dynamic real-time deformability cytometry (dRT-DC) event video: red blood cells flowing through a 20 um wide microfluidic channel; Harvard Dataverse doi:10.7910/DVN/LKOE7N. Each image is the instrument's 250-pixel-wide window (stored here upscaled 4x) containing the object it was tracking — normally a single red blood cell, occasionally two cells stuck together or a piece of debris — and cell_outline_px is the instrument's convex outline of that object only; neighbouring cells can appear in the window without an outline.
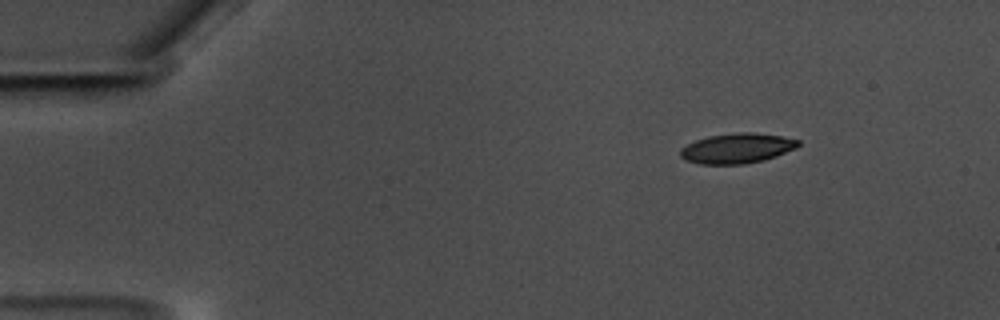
{"species": "common noctule bat (a hibernating species)", "species_latin": "Nyctalus noctula", "temperature_condition": "warm", "stored_images_in_passage": 12, "camera_frame_rate_fps": 3000, "um_per_image_px": 0.085, "animal": {"sex": "male", "body_mass_g": 17.5, "forearm_length_mm": 52.3}, "frame": {"image": 1, "passage_image": 1, "time_ms": 0.0, "image_size_px": [1000, 320], "cell_outline_px": [[800, 144], [796, 148], [776, 156], [764, 160], [744, 164], [700, 164], [688, 160], [680, 156], [680, 148], [696, 140], [708, 136], [740, 132], [752, 132], [780, 136], [800, 140]], "centroid_in_image_um": [62.66, 12.6], "position_along_channel_um": 22.3, "area_um2": 20.52}}
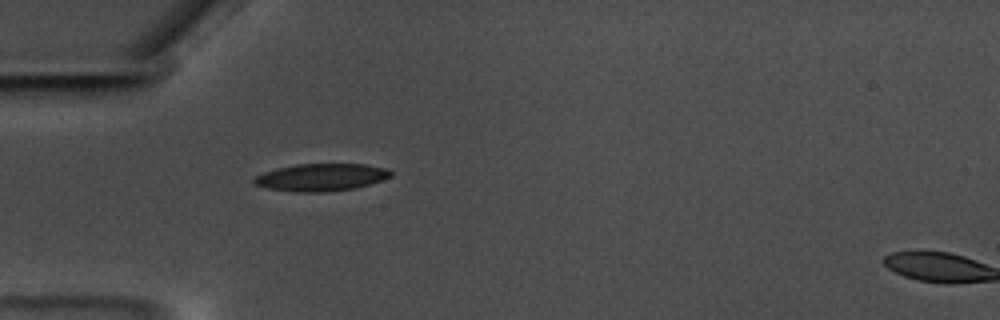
{"frame": {"image": 2, "passage_image": 11, "time_ms": 3.333, "image_size_px": [1000, 320], "cell_outline_px": [[392, 176], [356, 188], [324, 192], [296, 192], [268, 188], [256, 184], [252, 180], [256, 176], [264, 172], [276, 168], [296, 164], [364, 164], [388, 168], [392, 172]], "centroid_in_image_um": [27.31, 15.06], "position_along_channel_um": 57.7, "area_um2": 21.73}}